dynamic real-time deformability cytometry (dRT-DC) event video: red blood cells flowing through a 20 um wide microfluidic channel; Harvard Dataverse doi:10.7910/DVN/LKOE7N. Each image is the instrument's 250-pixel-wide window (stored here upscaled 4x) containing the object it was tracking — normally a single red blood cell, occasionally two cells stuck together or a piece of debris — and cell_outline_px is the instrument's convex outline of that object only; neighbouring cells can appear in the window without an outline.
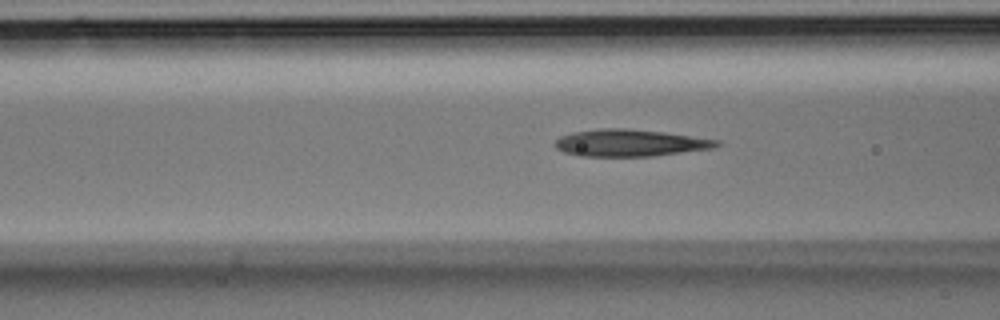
{"species": "Egyptian fruit bat (a non-hibernating species)", "species_latin": "Rousettus aegyptiacus", "temperature_condition": "room temperature", "stored_images_in_passage": 6, "camera_frame_rate_fps": 3000, "um_per_image_px": 0.085, "animal": {"sex": "male"}, "frame": {"image": 1, "passage_image": 6, "time_ms": 1.667, "image_size_px": [1000, 320], "cell_outline_px": [[724, 144], [716, 148], [652, 156], [580, 156], [564, 152], [556, 148], [552, 144], [560, 136], [572, 132], [600, 128], [624, 128], [664, 132], [720, 140]], "centroid_in_image_um": [53.57, 12.14], "position_along_channel_um": 113.0, "area_um2": 25.66}}